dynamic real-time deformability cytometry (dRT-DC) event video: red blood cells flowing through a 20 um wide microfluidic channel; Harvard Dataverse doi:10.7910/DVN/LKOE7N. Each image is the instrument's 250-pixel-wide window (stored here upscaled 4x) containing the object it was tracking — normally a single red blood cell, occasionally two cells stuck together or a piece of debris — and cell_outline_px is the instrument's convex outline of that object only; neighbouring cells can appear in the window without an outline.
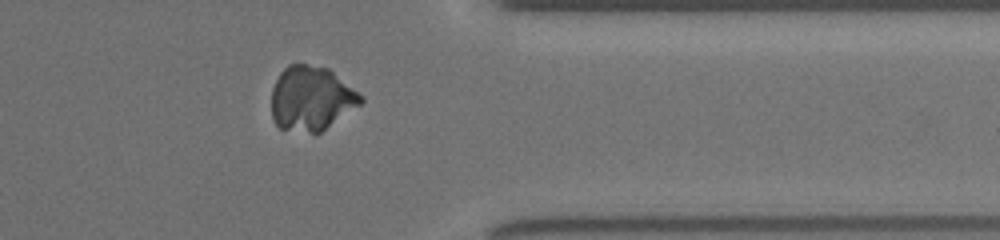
{"species": "common noctule bat (a hibernating species)", "species_latin": "Nyctalus noctula", "temperature_condition": "room temperature", "stored_images_in_passage": 35, "camera_frame_rate_fps": 3000, "um_per_image_px": 0.085, "animal": {"sex": "female", "body_mass_g": 19.5, "forearm_length_mm": 54.1}, "frame": {"image": 1, "passage_image": 26, "time_ms": 8.333, "image_size_px": [1000, 240], "cell_outline_px": [[364, 100], [360, 104], [320, 132], [312, 132], [280, 128], [276, 124], [272, 116], [272, 88], [280, 72], [288, 64], [308, 64], [328, 68], [364, 96]], "centroid_in_image_um": [26.45, 8.34], "position_along_channel_um": 384.9, "area_um2": 33.18}}
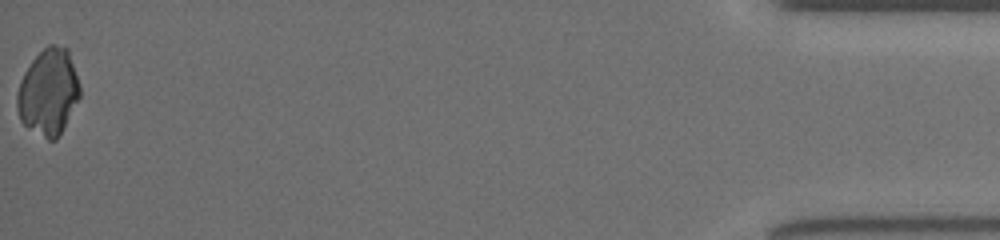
{"frame": {"image": 2, "passage_image": 35, "time_ms": 11.333, "image_size_px": [1000, 240], "cell_outline_px": [[80, 96], [56, 140], [48, 140], [24, 124], [20, 120], [16, 108], [16, 96], [20, 80], [24, 72], [32, 60], [48, 44], [56, 44], [68, 48], [80, 84]], "centroid_in_image_um": [4.11, 7.79], "position_along_channel_um": 431.1, "area_um2": 31.44}}